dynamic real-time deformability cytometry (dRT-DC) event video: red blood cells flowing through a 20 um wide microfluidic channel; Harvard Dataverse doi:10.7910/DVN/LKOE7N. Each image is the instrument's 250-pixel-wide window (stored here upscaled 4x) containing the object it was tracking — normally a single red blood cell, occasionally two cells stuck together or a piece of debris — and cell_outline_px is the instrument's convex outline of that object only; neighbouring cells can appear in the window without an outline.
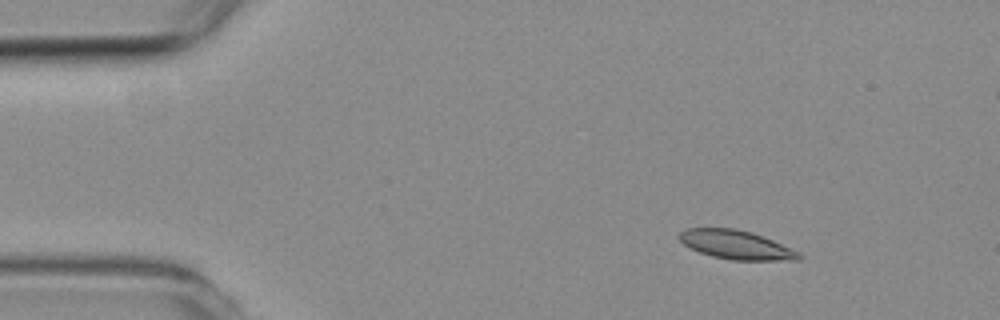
{"species": "common noctule bat (a hibernating species)", "species_latin": "Nyctalus noctula", "temperature_condition": "room temperature", "stored_images_in_passage": 6, "camera_frame_rate_fps": 3000, "um_per_image_px": 0.085, "animal": {"sex": "female", "body_mass_g": 19.3, "forearm_length_mm": 54.1}, "frame": {"image": 1, "passage_image": 2, "time_ms": 1.333, "image_size_px": [1000, 320], "cell_outline_px": [[804, 256], [800, 260], [732, 260], [712, 256], [700, 252], [684, 244], [676, 236], [680, 232], [688, 228], [736, 228], [752, 232], [764, 236], [800, 252]], "centroid_in_image_um": [62.61, 20.8], "position_along_channel_um": 22.4, "area_um2": 20.23}}
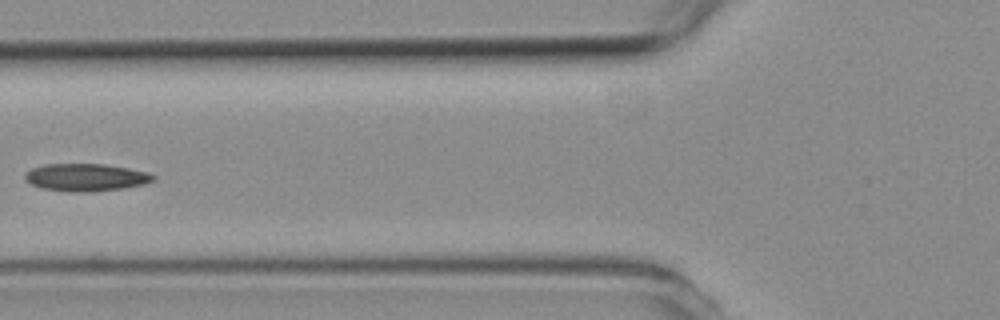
{"frame": {"image": 2, "passage_image": 6, "time_ms": 5.667, "image_size_px": [1000, 320], "cell_outline_px": [[156, 180], [144, 184], [124, 188], [92, 192], [68, 192], [44, 188], [32, 184], [24, 180], [24, 172], [32, 168], [44, 164], [104, 164], [128, 168], [148, 172], [156, 176]], "centroid_in_image_um": [7.31, 15.08], "position_along_channel_um": 118.5, "area_um2": 20.75}}